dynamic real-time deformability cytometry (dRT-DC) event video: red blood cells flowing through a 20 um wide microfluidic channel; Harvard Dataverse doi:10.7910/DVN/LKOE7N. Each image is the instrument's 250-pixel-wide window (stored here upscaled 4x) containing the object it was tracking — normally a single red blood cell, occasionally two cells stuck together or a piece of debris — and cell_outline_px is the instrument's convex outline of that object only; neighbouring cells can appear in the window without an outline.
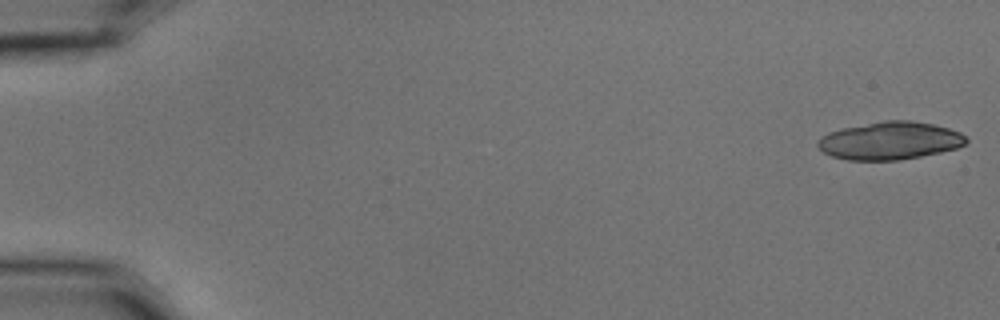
{"species": "common noctule bat (a hibernating species)", "species_latin": "Nyctalus noctula", "temperature_condition": "cold", "stored_images_in_passage": 5, "camera_frame_rate_fps": 3000, "um_per_image_px": 0.085, "animal": {"sex": "male", "body_mass_g": 15.6}, "frame": {"image": 1, "passage_image": 1, "time_ms": 0.0, "image_size_px": [1000, 320], "cell_outline_px": [[968, 140], [964, 144], [956, 148], [940, 152], [900, 160], [848, 160], [832, 156], [824, 152], [816, 144], [820, 136], [828, 132], [844, 128], [884, 120], [912, 120], [932, 124], [948, 128], [960, 132]], "centroid_in_image_um": [75.62, 11.96], "position_along_channel_um": 9.4, "area_um2": 32.54}}